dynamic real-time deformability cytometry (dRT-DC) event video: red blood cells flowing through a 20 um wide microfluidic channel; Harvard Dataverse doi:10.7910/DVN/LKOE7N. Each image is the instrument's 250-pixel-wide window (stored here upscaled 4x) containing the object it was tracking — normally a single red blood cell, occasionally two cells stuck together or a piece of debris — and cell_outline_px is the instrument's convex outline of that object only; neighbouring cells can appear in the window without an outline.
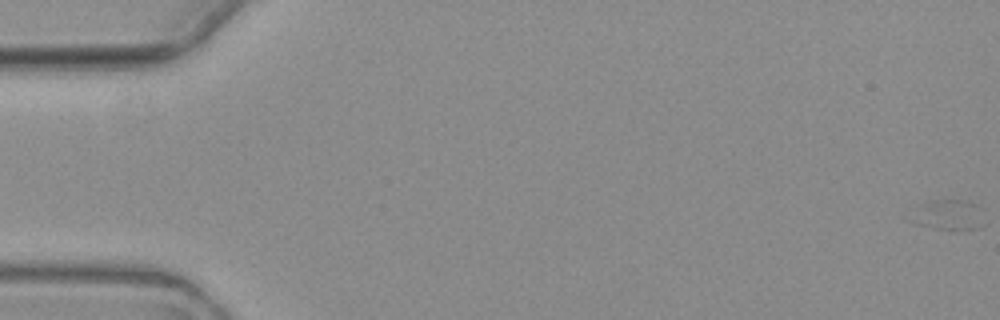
{"species": "common noctule bat (a hibernating species)", "species_latin": "Nyctalus noctula", "temperature_condition": "warm", "stored_images_in_passage": 5, "camera_frame_rate_fps": 3000, "um_per_image_px": 0.085, "animal": {"sex": "female", "body_mass_g": 19.3, "forearm_length_mm": 54.1}, "frame": {"image": 1, "passage_image": 1, "time_ms": 0.0, "image_size_px": [1000, 320], "cell_outline_px": [[976, 228], [956, 232], [952, 232], [912, 224], [908, 220], [916, 204], [936, 200], [960, 200], [976, 204]], "centroid_in_image_um": [80.34, 18.3], "position_along_channel_um": 4.7, "area_um2": 12.77}}
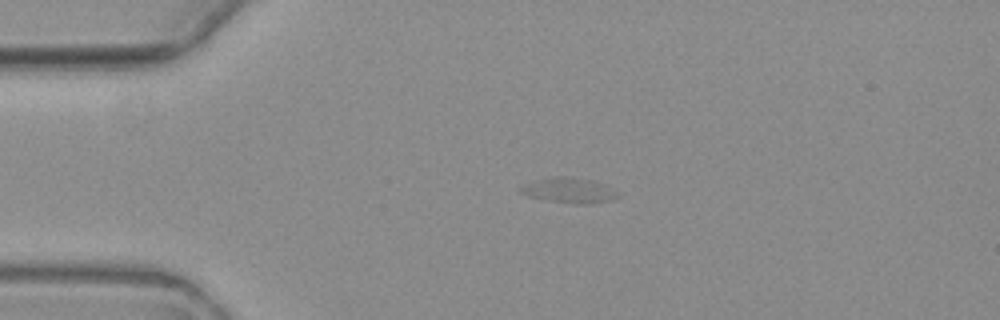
{"frame": {"image": 2, "passage_image": 4, "time_ms": 4.333, "image_size_px": [1000, 320], "cell_outline_px": [[620, 196], [612, 200], [592, 204], [572, 204], [544, 200], [528, 196], [520, 192], [520, 188], [528, 184], [540, 180], [588, 180], [600, 184]], "centroid_in_image_um": [48.38, 16.29], "position_along_channel_um": 36.6, "area_um2": 12.89}}